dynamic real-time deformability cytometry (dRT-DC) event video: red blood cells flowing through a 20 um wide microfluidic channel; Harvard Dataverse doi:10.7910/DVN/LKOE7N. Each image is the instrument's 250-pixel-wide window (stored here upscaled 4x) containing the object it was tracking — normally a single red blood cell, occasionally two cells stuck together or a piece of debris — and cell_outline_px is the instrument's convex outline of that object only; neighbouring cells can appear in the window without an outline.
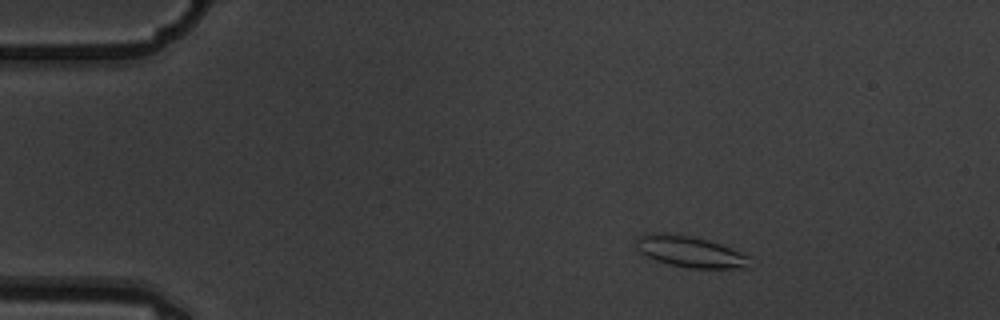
{"species": "common noctule bat (a hibernating species)", "species_latin": "Nyctalus noctula", "temperature_condition": "warm", "stored_images_in_passage": 7, "camera_frame_rate_fps": 3000, "um_per_image_px": 0.085, "animal": {"sex": "male", "body_mass_g": 19.5, "forearm_length_mm": 54.6}, "frame": {"image": 1, "passage_image": 1, "time_ms": 0.0, "image_size_px": [1000, 320], "cell_outline_px": [[752, 268], [692, 268], [668, 264], [644, 256], [636, 248], [636, 240], [644, 232], [664, 232], [688, 236], [720, 244], [740, 252], [748, 256]], "centroid_in_image_um": [58.61, 21.39], "position_along_channel_um": 26.4, "area_um2": 20.63}}
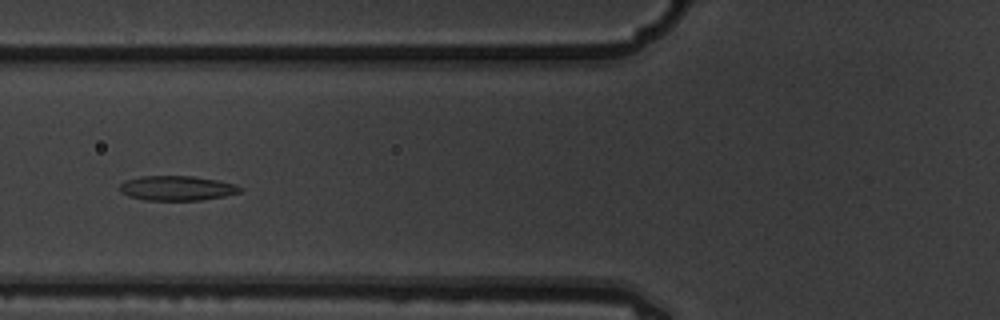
{"frame": {"image": 2, "passage_image": 5, "time_ms": 1.333, "image_size_px": [1000, 320], "cell_outline_px": [[244, 188], [240, 192], [224, 196], [200, 200], [144, 200], [128, 196], [120, 192], [120, 184], [124, 180], [140, 176], [192, 176], [216, 180], [236, 184]], "centroid_in_image_um": [15.02, 15.99], "position_along_channel_um": 110.8, "area_um2": 17.4}}
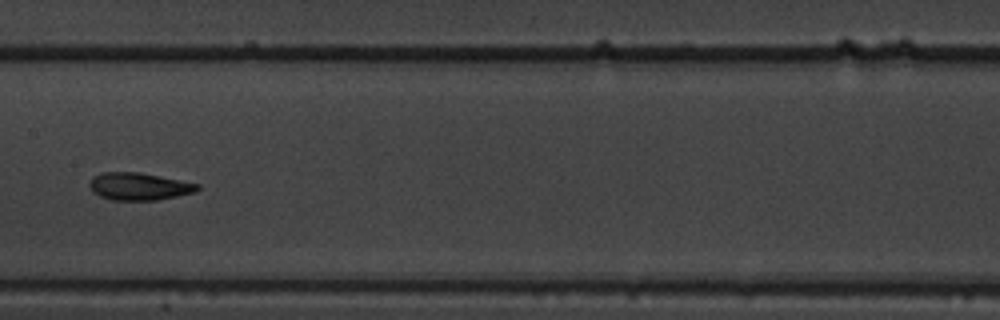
{"frame": {"image": 3, "passage_image": 7, "time_ms": 2.0, "image_size_px": [1000, 320], "cell_outline_px": [[200, 188], [196, 192], [156, 200], [112, 200], [100, 196], [92, 192], [88, 184], [92, 176], [100, 172], [140, 172], [200, 184]], "centroid_in_image_um": [11.78, 15.84], "position_along_channel_um": 195.6, "area_um2": 17.4}}